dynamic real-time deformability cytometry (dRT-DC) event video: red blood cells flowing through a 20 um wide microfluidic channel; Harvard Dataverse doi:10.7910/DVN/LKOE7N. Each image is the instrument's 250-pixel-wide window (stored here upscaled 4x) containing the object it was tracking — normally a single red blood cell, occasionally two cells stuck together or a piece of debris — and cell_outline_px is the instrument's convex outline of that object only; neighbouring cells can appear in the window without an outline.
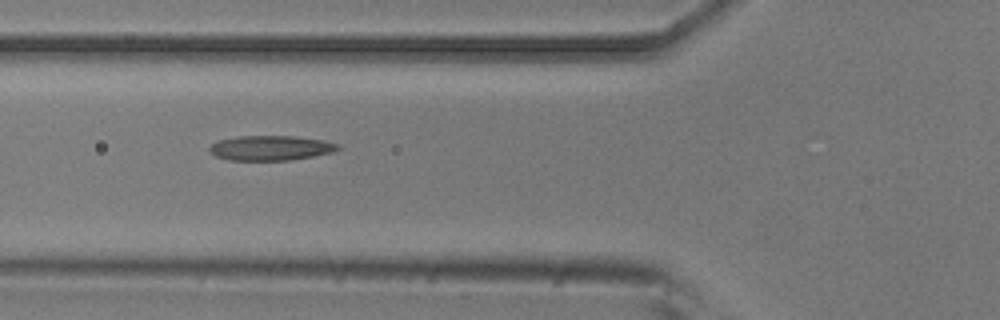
{"species": "common noctule bat (a hibernating species)", "species_latin": "Nyctalus noctula", "temperature_condition": "room temperature", "stored_images_in_passage": 6, "camera_frame_rate_fps": 3000, "um_per_image_px": 0.085, "animal": {"sex": "male", "body_mass_g": 20.5, "forearm_length_mm": 52.5}, "frame": {"image": 1, "passage_image": 6, "time_ms": 1.667, "image_size_px": [1000, 320], "cell_outline_px": [[340, 148], [332, 152], [312, 156], [288, 160], [228, 160], [216, 156], [208, 152], [208, 148], [212, 144], [220, 140], [236, 136], [292, 136], [324, 140], [340, 144]], "centroid_in_image_um": [22.98, 12.57], "position_along_channel_um": 102.8, "area_um2": 18.55}}